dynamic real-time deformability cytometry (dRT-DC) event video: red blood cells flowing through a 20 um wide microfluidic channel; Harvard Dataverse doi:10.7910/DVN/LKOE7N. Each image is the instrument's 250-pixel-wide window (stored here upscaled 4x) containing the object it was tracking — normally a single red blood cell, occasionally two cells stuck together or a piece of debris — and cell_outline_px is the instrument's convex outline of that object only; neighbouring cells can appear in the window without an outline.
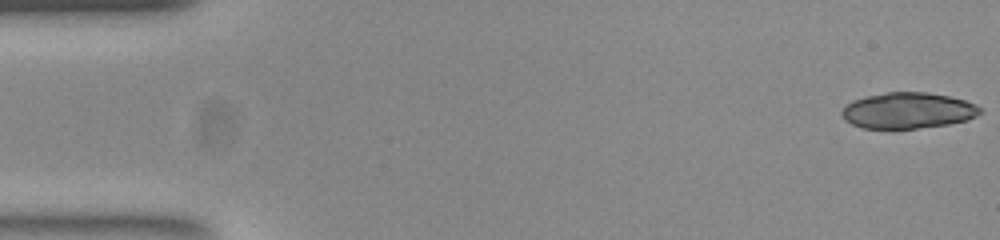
{"species": "common noctule bat (a hibernating species)", "species_latin": "Nyctalus noctula", "temperature_condition": "room temperature", "stored_images_in_passage": 17, "camera_frame_rate_fps": 3000, "um_per_image_px": 0.085, "animal": {"sex": "female", "body_mass_g": 23.0, "forearm_length_mm": 53.4}, "frame": {"image": 1, "passage_image": 1, "time_ms": 0.0, "image_size_px": [1000, 240], "cell_outline_px": [[984, 112], [968, 120], [948, 124], [916, 128], [864, 128], [852, 124], [844, 120], [840, 112], [852, 100], [868, 96], [888, 92], [928, 92], [948, 96], [964, 100], [976, 104], [984, 108]], "centroid_in_image_um": [77.22, 9.39], "position_along_channel_um": 7.8, "area_um2": 29.02}}